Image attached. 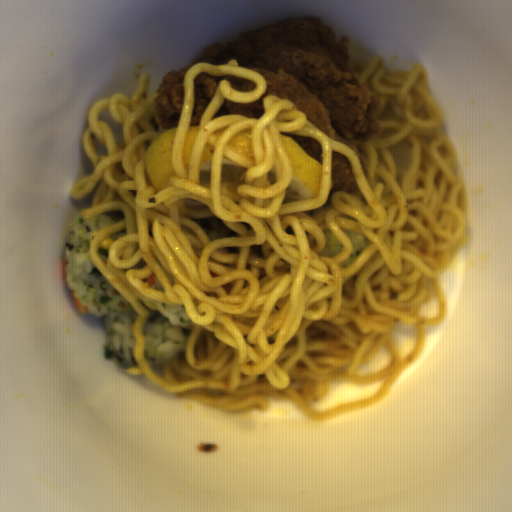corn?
<instances>
[{
	"label": "corn",
	"mask_w": 512,
	"mask_h": 512,
	"mask_svg": "<svg viewBox=\"0 0 512 512\" xmlns=\"http://www.w3.org/2000/svg\"><path fill=\"white\" fill-rule=\"evenodd\" d=\"M125 372L128 373L129 375H138L144 373L138 363L130 368H127Z\"/></svg>",
	"instance_id": "corn-1"
}]
</instances>
